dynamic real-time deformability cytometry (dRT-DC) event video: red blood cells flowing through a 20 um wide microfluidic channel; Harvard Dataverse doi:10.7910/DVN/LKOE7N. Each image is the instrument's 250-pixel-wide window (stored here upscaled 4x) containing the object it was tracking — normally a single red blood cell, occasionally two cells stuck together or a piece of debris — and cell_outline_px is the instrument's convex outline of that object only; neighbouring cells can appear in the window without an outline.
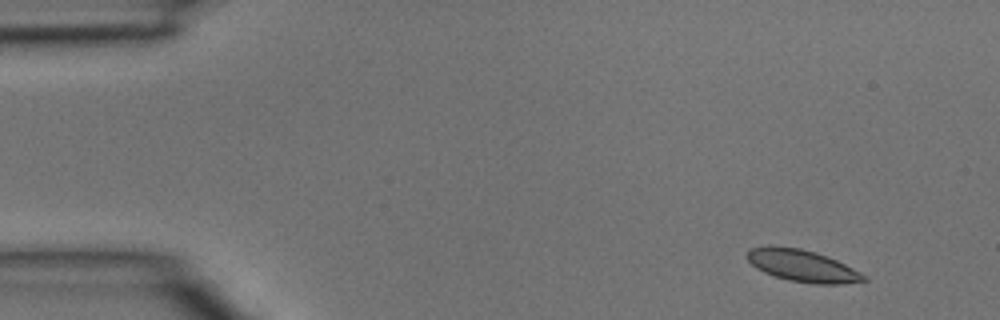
{"species": "common noctule bat (a hibernating species)", "species_latin": "Nyctalus noctula", "temperature_condition": "room temperature", "stored_images_in_passage": 3, "camera_frame_rate_fps": 3000, "um_per_image_px": 0.085, "animal": {"sex": "male", "body_mass_g": 15.6}, "frame": {"image": 1, "passage_image": 1, "time_ms": 0.0, "image_size_px": [1000, 320], "cell_outline_px": [[868, 280], [840, 284], [812, 284], [788, 280], [764, 272], [756, 268], [744, 256], [752, 248], [768, 244], [772, 244], [800, 248], [816, 252], [828, 256], [868, 276]], "centroid_in_image_um": [68.18, 22.57], "position_along_channel_um": 16.8, "area_um2": 21.96}}